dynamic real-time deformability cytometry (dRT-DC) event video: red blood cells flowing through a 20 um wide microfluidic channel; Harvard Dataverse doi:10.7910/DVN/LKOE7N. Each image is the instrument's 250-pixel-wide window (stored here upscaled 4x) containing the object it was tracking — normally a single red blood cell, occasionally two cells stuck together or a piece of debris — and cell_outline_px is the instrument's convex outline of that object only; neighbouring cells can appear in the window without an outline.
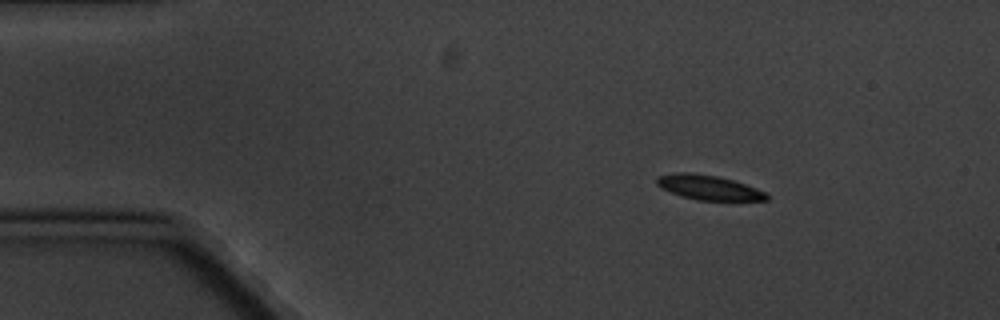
{"species": "common noctule bat (a hibernating species)", "species_latin": "Nyctalus noctula", "temperature_condition": "cold", "stored_images_in_passage": 6, "camera_frame_rate_fps": 3000, "um_per_image_px": 0.085, "animal": {"sex": "male", "body_mass_g": 20.1, "forearm_length_mm": 53.5}, "frame": {"image": 1, "passage_image": 2, "time_ms": 1.333, "image_size_px": [1000, 320], "cell_outline_px": [[768, 200], [696, 200], [680, 196], [660, 188], [656, 184], [656, 176], [676, 172], [692, 172], [716, 176], [732, 180], [756, 188], [764, 192], [768, 196]], "centroid_in_image_um": [60.15, 15.93], "position_along_channel_um": 24.8, "area_um2": 15.78}}
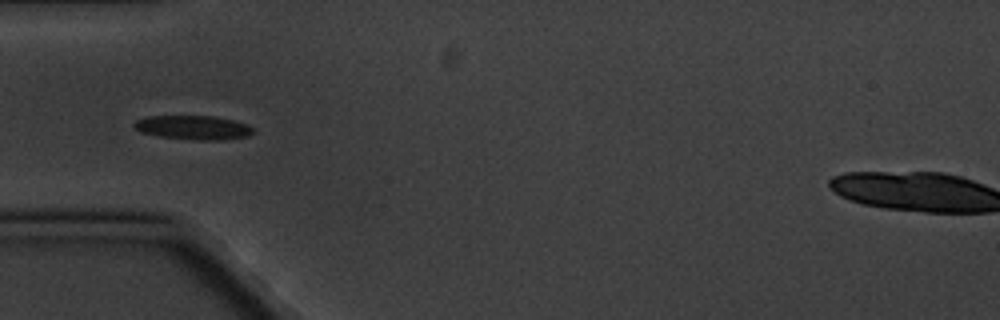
{"frame": {"image": 2, "passage_image": 5, "time_ms": 4.667, "image_size_px": [1000, 320], "cell_outline_px": [[252, 132], [248, 136], [220, 140], [192, 140], [160, 136], [140, 132], [132, 124], [136, 120], [148, 116], [212, 116], [232, 120], [248, 124], [252, 128]], "centroid_in_image_um": [16.4, 10.84], "position_along_channel_um": 68.6, "area_um2": 16.59}}